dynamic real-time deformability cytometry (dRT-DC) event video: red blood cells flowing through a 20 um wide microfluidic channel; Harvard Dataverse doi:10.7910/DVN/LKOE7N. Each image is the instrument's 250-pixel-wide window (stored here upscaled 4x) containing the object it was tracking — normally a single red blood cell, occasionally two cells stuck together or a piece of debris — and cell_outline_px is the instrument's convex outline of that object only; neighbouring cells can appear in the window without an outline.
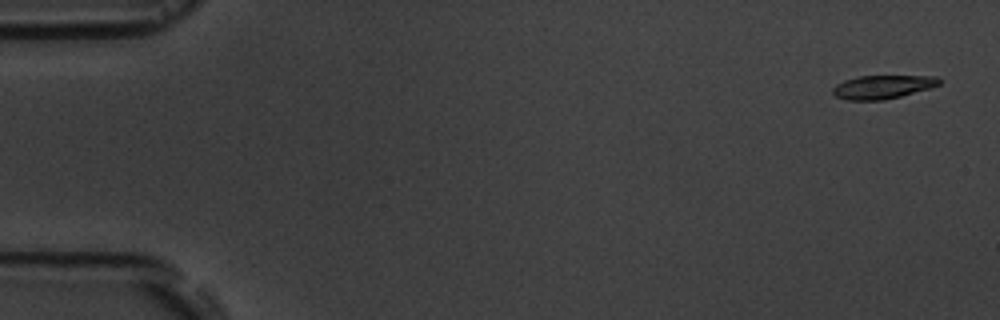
{"species": "common noctule bat (a hibernating species)", "species_latin": "Nyctalus noctula", "temperature_condition": "room temperature", "stored_images_in_passage": 5, "camera_frame_rate_fps": 3000, "um_per_image_px": 0.085, "animal": {"sex": "male", "body_mass_g": 19.5, "forearm_length_mm": 54.6}, "frame": {"image": 1, "passage_image": 1, "time_ms": 0.0, "image_size_px": [1000, 320], "cell_outline_px": [[940, 84], [928, 88], [900, 96], [884, 100], [848, 100], [836, 96], [832, 92], [832, 88], [836, 84], [844, 80], [860, 76], [936, 76], [940, 80]], "centroid_in_image_um": [74.98, 7.38], "position_along_channel_um": 10.0, "area_um2": 14.39}}
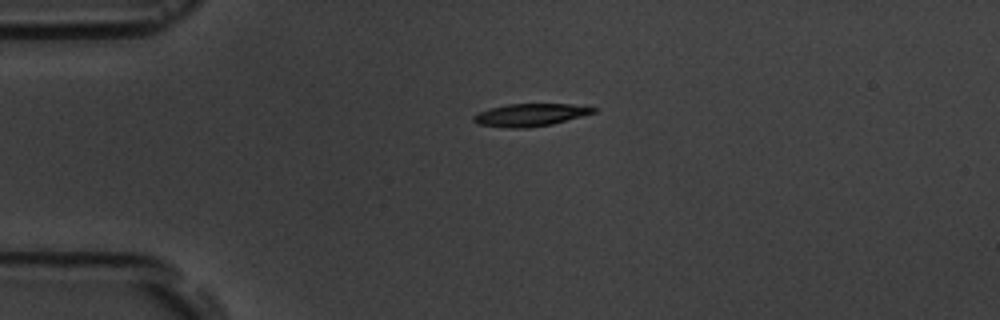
{"frame": {"image": 2, "passage_image": 4, "time_ms": 3.667, "image_size_px": [1000, 320], "cell_outline_px": [[596, 112], [552, 124], [528, 128], [508, 128], [476, 124], [472, 120], [472, 116], [488, 108], [508, 104], [568, 104], [596, 108]], "centroid_in_image_um": [45.01, 9.77], "position_along_channel_um": 40.0, "area_um2": 15.72}}